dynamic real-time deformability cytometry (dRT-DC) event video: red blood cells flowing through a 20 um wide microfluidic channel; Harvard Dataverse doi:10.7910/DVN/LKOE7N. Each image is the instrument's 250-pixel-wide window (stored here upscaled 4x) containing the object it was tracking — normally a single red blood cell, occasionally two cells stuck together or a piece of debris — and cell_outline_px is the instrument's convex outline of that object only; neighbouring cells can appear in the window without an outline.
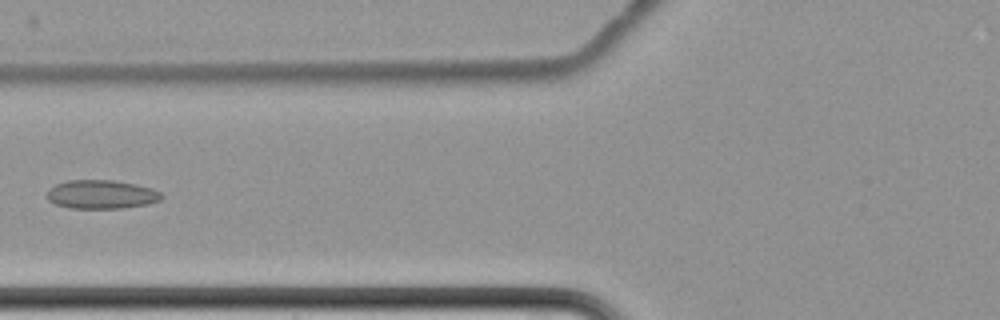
{"species": "common noctule bat (a hibernating species)", "species_latin": "Nyctalus noctula", "temperature_condition": "cold", "stored_images_in_passage": 5, "camera_frame_rate_fps": 3000, "um_per_image_px": 0.085, "animal": {"sex": "female", "body_mass_g": 22.7, "forearm_length_mm": 54.2}, "frame": {"image": 1, "passage_image": 5, "time_ms": 6.333, "image_size_px": [1000, 320], "cell_outline_px": [[164, 196], [160, 200], [148, 204], [124, 208], [68, 208], [56, 204], [48, 200], [44, 196], [48, 188], [56, 184], [68, 180], [112, 180], [136, 184], [152, 188], [160, 192]], "centroid_in_image_um": [8.59, 16.52], "position_along_channel_um": 117.2, "area_um2": 19.42}}